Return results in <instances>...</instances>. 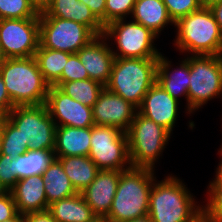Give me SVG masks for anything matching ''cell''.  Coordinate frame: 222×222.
Returning <instances> with one entry per match:
<instances>
[{
  "mask_svg": "<svg viewBox=\"0 0 222 222\" xmlns=\"http://www.w3.org/2000/svg\"><path fill=\"white\" fill-rule=\"evenodd\" d=\"M154 171L150 168L131 167L121 172L116 194L106 222H126L148 215L149 198Z\"/></svg>",
  "mask_w": 222,
  "mask_h": 222,
  "instance_id": "6da1fadb",
  "label": "cell"
},
{
  "mask_svg": "<svg viewBox=\"0 0 222 222\" xmlns=\"http://www.w3.org/2000/svg\"><path fill=\"white\" fill-rule=\"evenodd\" d=\"M153 182L148 215L153 222H194L203 214L193 195L180 179L169 175L160 183Z\"/></svg>",
  "mask_w": 222,
  "mask_h": 222,
  "instance_id": "7a4b0ae2",
  "label": "cell"
},
{
  "mask_svg": "<svg viewBox=\"0 0 222 222\" xmlns=\"http://www.w3.org/2000/svg\"><path fill=\"white\" fill-rule=\"evenodd\" d=\"M0 76L14 106L46 103L50 85L44 80L34 56L5 58L0 63Z\"/></svg>",
  "mask_w": 222,
  "mask_h": 222,
  "instance_id": "3957f363",
  "label": "cell"
},
{
  "mask_svg": "<svg viewBox=\"0 0 222 222\" xmlns=\"http://www.w3.org/2000/svg\"><path fill=\"white\" fill-rule=\"evenodd\" d=\"M158 58H115L105 86L138 108L156 82Z\"/></svg>",
  "mask_w": 222,
  "mask_h": 222,
  "instance_id": "277c9868",
  "label": "cell"
},
{
  "mask_svg": "<svg viewBox=\"0 0 222 222\" xmlns=\"http://www.w3.org/2000/svg\"><path fill=\"white\" fill-rule=\"evenodd\" d=\"M177 37L175 45L181 52L198 55H221L222 32L212 11L201 8L175 23Z\"/></svg>",
  "mask_w": 222,
  "mask_h": 222,
  "instance_id": "5b68a950",
  "label": "cell"
},
{
  "mask_svg": "<svg viewBox=\"0 0 222 222\" xmlns=\"http://www.w3.org/2000/svg\"><path fill=\"white\" fill-rule=\"evenodd\" d=\"M132 167L155 168L171 133L153 120L136 112L126 132Z\"/></svg>",
  "mask_w": 222,
  "mask_h": 222,
  "instance_id": "8992f818",
  "label": "cell"
},
{
  "mask_svg": "<svg viewBox=\"0 0 222 222\" xmlns=\"http://www.w3.org/2000/svg\"><path fill=\"white\" fill-rule=\"evenodd\" d=\"M189 68L188 114L222 96V55L190 56Z\"/></svg>",
  "mask_w": 222,
  "mask_h": 222,
  "instance_id": "52a82bcc",
  "label": "cell"
},
{
  "mask_svg": "<svg viewBox=\"0 0 222 222\" xmlns=\"http://www.w3.org/2000/svg\"><path fill=\"white\" fill-rule=\"evenodd\" d=\"M6 118L13 123L29 142V150L55 149V122L46 104L15 106Z\"/></svg>",
  "mask_w": 222,
  "mask_h": 222,
  "instance_id": "ba28073f",
  "label": "cell"
},
{
  "mask_svg": "<svg viewBox=\"0 0 222 222\" xmlns=\"http://www.w3.org/2000/svg\"><path fill=\"white\" fill-rule=\"evenodd\" d=\"M88 157L99 170L124 171L131 168L127 134L111 126H92Z\"/></svg>",
  "mask_w": 222,
  "mask_h": 222,
  "instance_id": "9c48e42d",
  "label": "cell"
},
{
  "mask_svg": "<svg viewBox=\"0 0 222 222\" xmlns=\"http://www.w3.org/2000/svg\"><path fill=\"white\" fill-rule=\"evenodd\" d=\"M103 36L115 39L117 50L115 58H159L161 53L154 47L157 35L140 23L119 19L104 27Z\"/></svg>",
  "mask_w": 222,
  "mask_h": 222,
  "instance_id": "30bf717a",
  "label": "cell"
},
{
  "mask_svg": "<svg viewBox=\"0 0 222 222\" xmlns=\"http://www.w3.org/2000/svg\"><path fill=\"white\" fill-rule=\"evenodd\" d=\"M97 35L85 25L58 17H39L41 47L70 54L77 53Z\"/></svg>",
  "mask_w": 222,
  "mask_h": 222,
  "instance_id": "8fae6325",
  "label": "cell"
},
{
  "mask_svg": "<svg viewBox=\"0 0 222 222\" xmlns=\"http://www.w3.org/2000/svg\"><path fill=\"white\" fill-rule=\"evenodd\" d=\"M0 45L5 58L33 57L40 45L39 18L0 19Z\"/></svg>",
  "mask_w": 222,
  "mask_h": 222,
  "instance_id": "7c38bea8",
  "label": "cell"
},
{
  "mask_svg": "<svg viewBox=\"0 0 222 222\" xmlns=\"http://www.w3.org/2000/svg\"><path fill=\"white\" fill-rule=\"evenodd\" d=\"M45 104L56 126L76 128L94 126L92 107L71 98L57 86H49Z\"/></svg>",
  "mask_w": 222,
  "mask_h": 222,
  "instance_id": "4fadbf2b",
  "label": "cell"
},
{
  "mask_svg": "<svg viewBox=\"0 0 222 222\" xmlns=\"http://www.w3.org/2000/svg\"><path fill=\"white\" fill-rule=\"evenodd\" d=\"M136 112L137 108L134 105L109 91L106 87L92 106L94 125L115 127L125 133L128 131Z\"/></svg>",
  "mask_w": 222,
  "mask_h": 222,
  "instance_id": "5bb4252c",
  "label": "cell"
},
{
  "mask_svg": "<svg viewBox=\"0 0 222 222\" xmlns=\"http://www.w3.org/2000/svg\"><path fill=\"white\" fill-rule=\"evenodd\" d=\"M122 171L99 170L95 179L80 192L98 219L104 220L112 205Z\"/></svg>",
  "mask_w": 222,
  "mask_h": 222,
  "instance_id": "9a60e30c",
  "label": "cell"
},
{
  "mask_svg": "<svg viewBox=\"0 0 222 222\" xmlns=\"http://www.w3.org/2000/svg\"><path fill=\"white\" fill-rule=\"evenodd\" d=\"M179 101L168 94L157 82L145 94L137 112L153 120L172 133L178 117Z\"/></svg>",
  "mask_w": 222,
  "mask_h": 222,
  "instance_id": "2e32d148",
  "label": "cell"
},
{
  "mask_svg": "<svg viewBox=\"0 0 222 222\" xmlns=\"http://www.w3.org/2000/svg\"><path fill=\"white\" fill-rule=\"evenodd\" d=\"M105 41H107L106 38L99 35L76 53L87 70L89 79L97 81L103 86H106L110 80L115 59L113 49Z\"/></svg>",
  "mask_w": 222,
  "mask_h": 222,
  "instance_id": "e0dca14e",
  "label": "cell"
},
{
  "mask_svg": "<svg viewBox=\"0 0 222 222\" xmlns=\"http://www.w3.org/2000/svg\"><path fill=\"white\" fill-rule=\"evenodd\" d=\"M44 185L42 175H31L16 182L10 192L20 214L48 210Z\"/></svg>",
  "mask_w": 222,
  "mask_h": 222,
  "instance_id": "ac0fdd59",
  "label": "cell"
},
{
  "mask_svg": "<svg viewBox=\"0 0 222 222\" xmlns=\"http://www.w3.org/2000/svg\"><path fill=\"white\" fill-rule=\"evenodd\" d=\"M39 17L69 19L88 26L97 36L104 33L103 24L95 17L90 8L80 0H52L47 9L39 13Z\"/></svg>",
  "mask_w": 222,
  "mask_h": 222,
  "instance_id": "d6986e66",
  "label": "cell"
},
{
  "mask_svg": "<svg viewBox=\"0 0 222 222\" xmlns=\"http://www.w3.org/2000/svg\"><path fill=\"white\" fill-rule=\"evenodd\" d=\"M180 67L170 72L171 61L162 54L158 58L156 82L173 98L179 100V96L187 98L190 83L189 57L180 62Z\"/></svg>",
  "mask_w": 222,
  "mask_h": 222,
  "instance_id": "ffe728a7",
  "label": "cell"
},
{
  "mask_svg": "<svg viewBox=\"0 0 222 222\" xmlns=\"http://www.w3.org/2000/svg\"><path fill=\"white\" fill-rule=\"evenodd\" d=\"M90 143L91 127L57 126L54 149L55 157L88 156Z\"/></svg>",
  "mask_w": 222,
  "mask_h": 222,
  "instance_id": "44dd1931",
  "label": "cell"
},
{
  "mask_svg": "<svg viewBox=\"0 0 222 222\" xmlns=\"http://www.w3.org/2000/svg\"><path fill=\"white\" fill-rule=\"evenodd\" d=\"M132 15L134 22L140 23L157 36L165 25L174 24L162 0H136Z\"/></svg>",
  "mask_w": 222,
  "mask_h": 222,
  "instance_id": "7402d4cb",
  "label": "cell"
},
{
  "mask_svg": "<svg viewBox=\"0 0 222 222\" xmlns=\"http://www.w3.org/2000/svg\"><path fill=\"white\" fill-rule=\"evenodd\" d=\"M48 211L57 222H94L97 219L81 193L52 202Z\"/></svg>",
  "mask_w": 222,
  "mask_h": 222,
  "instance_id": "603a6c76",
  "label": "cell"
},
{
  "mask_svg": "<svg viewBox=\"0 0 222 222\" xmlns=\"http://www.w3.org/2000/svg\"><path fill=\"white\" fill-rule=\"evenodd\" d=\"M57 158L75 190L82 192L99 171L97 165L88 156H65Z\"/></svg>",
  "mask_w": 222,
  "mask_h": 222,
  "instance_id": "cb8c5ba5",
  "label": "cell"
},
{
  "mask_svg": "<svg viewBox=\"0 0 222 222\" xmlns=\"http://www.w3.org/2000/svg\"><path fill=\"white\" fill-rule=\"evenodd\" d=\"M42 179L45 183V195L49 205L54 201L65 199L78 193L57 158L43 172Z\"/></svg>",
  "mask_w": 222,
  "mask_h": 222,
  "instance_id": "d4e9b609",
  "label": "cell"
},
{
  "mask_svg": "<svg viewBox=\"0 0 222 222\" xmlns=\"http://www.w3.org/2000/svg\"><path fill=\"white\" fill-rule=\"evenodd\" d=\"M54 159L52 150H27L14 158L15 175L18 180L31 175H42Z\"/></svg>",
  "mask_w": 222,
  "mask_h": 222,
  "instance_id": "484cf974",
  "label": "cell"
},
{
  "mask_svg": "<svg viewBox=\"0 0 222 222\" xmlns=\"http://www.w3.org/2000/svg\"><path fill=\"white\" fill-rule=\"evenodd\" d=\"M70 55L68 52L52 50L39 45L34 58L44 80L50 86L61 77L63 68Z\"/></svg>",
  "mask_w": 222,
  "mask_h": 222,
  "instance_id": "4316f807",
  "label": "cell"
},
{
  "mask_svg": "<svg viewBox=\"0 0 222 222\" xmlns=\"http://www.w3.org/2000/svg\"><path fill=\"white\" fill-rule=\"evenodd\" d=\"M53 85L76 101L90 107L96 103L99 94L105 87L91 79L54 83Z\"/></svg>",
  "mask_w": 222,
  "mask_h": 222,
  "instance_id": "83f0119b",
  "label": "cell"
},
{
  "mask_svg": "<svg viewBox=\"0 0 222 222\" xmlns=\"http://www.w3.org/2000/svg\"><path fill=\"white\" fill-rule=\"evenodd\" d=\"M0 133L2 155L16 158L29 150V142H25L21 131L6 117L2 121Z\"/></svg>",
  "mask_w": 222,
  "mask_h": 222,
  "instance_id": "f1b7e54d",
  "label": "cell"
},
{
  "mask_svg": "<svg viewBox=\"0 0 222 222\" xmlns=\"http://www.w3.org/2000/svg\"><path fill=\"white\" fill-rule=\"evenodd\" d=\"M39 18L29 0H0V19Z\"/></svg>",
  "mask_w": 222,
  "mask_h": 222,
  "instance_id": "f546056e",
  "label": "cell"
},
{
  "mask_svg": "<svg viewBox=\"0 0 222 222\" xmlns=\"http://www.w3.org/2000/svg\"><path fill=\"white\" fill-rule=\"evenodd\" d=\"M208 202L203 213L213 222H222V184H209Z\"/></svg>",
  "mask_w": 222,
  "mask_h": 222,
  "instance_id": "4dcf8cb0",
  "label": "cell"
},
{
  "mask_svg": "<svg viewBox=\"0 0 222 222\" xmlns=\"http://www.w3.org/2000/svg\"><path fill=\"white\" fill-rule=\"evenodd\" d=\"M136 0H106L105 26L112 21L132 15Z\"/></svg>",
  "mask_w": 222,
  "mask_h": 222,
  "instance_id": "1f68e13d",
  "label": "cell"
},
{
  "mask_svg": "<svg viewBox=\"0 0 222 222\" xmlns=\"http://www.w3.org/2000/svg\"><path fill=\"white\" fill-rule=\"evenodd\" d=\"M166 5L169 17L175 23L179 18L187 16L202 8L200 0H162Z\"/></svg>",
  "mask_w": 222,
  "mask_h": 222,
  "instance_id": "d6a6232c",
  "label": "cell"
},
{
  "mask_svg": "<svg viewBox=\"0 0 222 222\" xmlns=\"http://www.w3.org/2000/svg\"><path fill=\"white\" fill-rule=\"evenodd\" d=\"M89 79V75L76 53L68 57L67 63L63 68L61 77L55 83H64Z\"/></svg>",
  "mask_w": 222,
  "mask_h": 222,
  "instance_id": "836d02e7",
  "label": "cell"
},
{
  "mask_svg": "<svg viewBox=\"0 0 222 222\" xmlns=\"http://www.w3.org/2000/svg\"><path fill=\"white\" fill-rule=\"evenodd\" d=\"M18 181L14 170V158L0 155V190L10 191Z\"/></svg>",
  "mask_w": 222,
  "mask_h": 222,
  "instance_id": "e575fe53",
  "label": "cell"
},
{
  "mask_svg": "<svg viewBox=\"0 0 222 222\" xmlns=\"http://www.w3.org/2000/svg\"><path fill=\"white\" fill-rule=\"evenodd\" d=\"M18 213L12 193L0 191V222L13 218Z\"/></svg>",
  "mask_w": 222,
  "mask_h": 222,
  "instance_id": "d590c367",
  "label": "cell"
},
{
  "mask_svg": "<svg viewBox=\"0 0 222 222\" xmlns=\"http://www.w3.org/2000/svg\"><path fill=\"white\" fill-rule=\"evenodd\" d=\"M82 3H85L95 17L103 24L105 27V6L106 0H80Z\"/></svg>",
  "mask_w": 222,
  "mask_h": 222,
  "instance_id": "8d00e7d4",
  "label": "cell"
},
{
  "mask_svg": "<svg viewBox=\"0 0 222 222\" xmlns=\"http://www.w3.org/2000/svg\"><path fill=\"white\" fill-rule=\"evenodd\" d=\"M14 107L15 106L6 90L3 78L0 76V112L6 116Z\"/></svg>",
  "mask_w": 222,
  "mask_h": 222,
  "instance_id": "74e56055",
  "label": "cell"
},
{
  "mask_svg": "<svg viewBox=\"0 0 222 222\" xmlns=\"http://www.w3.org/2000/svg\"><path fill=\"white\" fill-rule=\"evenodd\" d=\"M24 216V222H57L48 210L31 212Z\"/></svg>",
  "mask_w": 222,
  "mask_h": 222,
  "instance_id": "f35d334b",
  "label": "cell"
},
{
  "mask_svg": "<svg viewBox=\"0 0 222 222\" xmlns=\"http://www.w3.org/2000/svg\"><path fill=\"white\" fill-rule=\"evenodd\" d=\"M212 11V14L218 23L219 29L222 32V1L212 5L209 8Z\"/></svg>",
  "mask_w": 222,
  "mask_h": 222,
  "instance_id": "ab89813d",
  "label": "cell"
},
{
  "mask_svg": "<svg viewBox=\"0 0 222 222\" xmlns=\"http://www.w3.org/2000/svg\"><path fill=\"white\" fill-rule=\"evenodd\" d=\"M29 2L38 13H42L52 3V0H29Z\"/></svg>",
  "mask_w": 222,
  "mask_h": 222,
  "instance_id": "60d3db41",
  "label": "cell"
},
{
  "mask_svg": "<svg viewBox=\"0 0 222 222\" xmlns=\"http://www.w3.org/2000/svg\"><path fill=\"white\" fill-rule=\"evenodd\" d=\"M215 180L210 182V184H222V161L219 163L217 169H216V175Z\"/></svg>",
  "mask_w": 222,
  "mask_h": 222,
  "instance_id": "b9f144b4",
  "label": "cell"
},
{
  "mask_svg": "<svg viewBox=\"0 0 222 222\" xmlns=\"http://www.w3.org/2000/svg\"><path fill=\"white\" fill-rule=\"evenodd\" d=\"M222 0H200L202 8H210L212 5L221 2Z\"/></svg>",
  "mask_w": 222,
  "mask_h": 222,
  "instance_id": "7bdbcfd3",
  "label": "cell"
},
{
  "mask_svg": "<svg viewBox=\"0 0 222 222\" xmlns=\"http://www.w3.org/2000/svg\"><path fill=\"white\" fill-rule=\"evenodd\" d=\"M2 222H24V216L18 212L13 218Z\"/></svg>",
  "mask_w": 222,
  "mask_h": 222,
  "instance_id": "ee69618b",
  "label": "cell"
},
{
  "mask_svg": "<svg viewBox=\"0 0 222 222\" xmlns=\"http://www.w3.org/2000/svg\"><path fill=\"white\" fill-rule=\"evenodd\" d=\"M126 222H153V221L151 220L149 215H145L136 219H132L130 221H126Z\"/></svg>",
  "mask_w": 222,
  "mask_h": 222,
  "instance_id": "f6af8a7d",
  "label": "cell"
},
{
  "mask_svg": "<svg viewBox=\"0 0 222 222\" xmlns=\"http://www.w3.org/2000/svg\"><path fill=\"white\" fill-rule=\"evenodd\" d=\"M194 222H213L204 213L199 216Z\"/></svg>",
  "mask_w": 222,
  "mask_h": 222,
  "instance_id": "bcb514c9",
  "label": "cell"
},
{
  "mask_svg": "<svg viewBox=\"0 0 222 222\" xmlns=\"http://www.w3.org/2000/svg\"><path fill=\"white\" fill-rule=\"evenodd\" d=\"M5 59V56L3 54V51H2V48H1V45H0V63Z\"/></svg>",
  "mask_w": 222,
  "mask_h": 222,
  "instance_id": "7dc6e473",
  "label": "cell"
},
{
  "mask_svg": "<svg viewBox=\"0 0 222 222\" xmlns=\"http://www.w3.org/2000/svg\"><path fill=\"white\" fill-rule=\"evenodd\" d=\"M5 117L6 116L2 112H0V128H1L2 121Z\"/></svg>",
  "mask_w": 222,
  "mask_h": 222,
  "instance_id": "c3c4849f",
  "label": "cell"
},
{
  "mask_svg": "<svg viewBox=\"0 0 222 222\" xmlns=\"http://www.w3.org/2000/svg\"><path fill=\"white\" fill-rule=\"evenodd\" d=\"M103 220L102 219H96L94 222H102Z\"/></svg>",
  "mask_w": 222,
  "mask_h": 222,
  "instance_id": "681fc988",
  "label": "cell"
},
{
  "mask_svg": "<svg viewBox=\"0 0 222 222\" xmlns=\"http://www.w3.org/2000/svg\"><path fill=\"white\" fill-rule=\"evenodd\" d=\"M0 155H1V133H0Z\"/></svg>",
  "mask_w": 222,
  "mask_h": 222,
  "instance_id": "f907efd6",
  "label": "cell"
},
{
  "mask_svg": "<svg viewBox=\"0 0 222 222\" xmlns=\"http://www.w3.org/2000/svg\"><path fill=\"white\" fill-rule=\"evenodd\" d=\"M222 146V145H221ZM221 150L218 151L220 153V155L222 156V147L220 148Z\"/></svg>",
  "mask_w": 222,
  "mask_h": 222,
  "instance_id": "816d5d0a",
  "label": "cell"
}]
</instances>
